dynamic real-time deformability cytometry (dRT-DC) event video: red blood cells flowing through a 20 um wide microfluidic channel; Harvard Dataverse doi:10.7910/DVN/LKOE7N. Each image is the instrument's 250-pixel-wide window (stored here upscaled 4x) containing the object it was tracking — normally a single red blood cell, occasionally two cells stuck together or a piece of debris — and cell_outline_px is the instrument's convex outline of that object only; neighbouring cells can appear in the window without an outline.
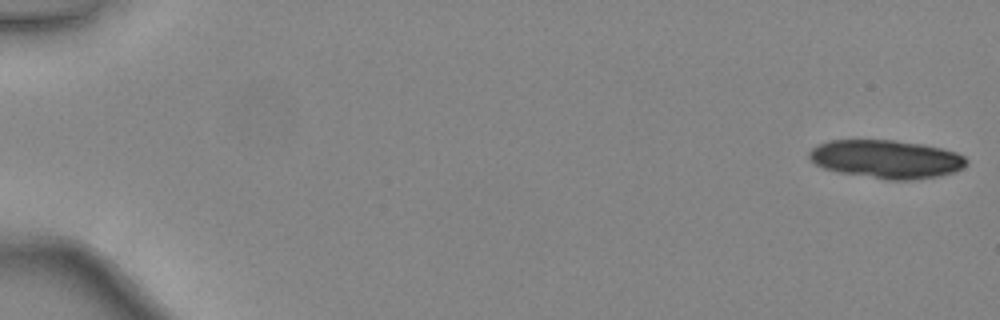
{"species": "common noctule bat (a hibernating species)", "species_latin": "Nyctalus noctula", "temperature_condition": "warm", "stored_images_in_passage": 23, "camera_frame_rate_fps": 3000, "um_per_image_px": 0.085, "animal": {"sex": "female", "body_mass_g": 24.6, "forearm_length_mm": 56.2}, "frame": {"image": 1, "passage_image": 1, "time_ms": 0.0, "image_size_px": [1000, 320], "cell_outline_px": [[968, 160], [960, 168], [952, 172], [940, 176], [908, 180], [888, 180], [840, 172], [824, 168], [816, 164], [808, 156], [808, 152], [812, 148], [828, 140], [892, 140], [924, 144], [956, 152], [964, 156]], "centroid_in_image_um": [75.33, 13.52], "position_along_channel_um": 9.7, "area_um2": 34.85}}
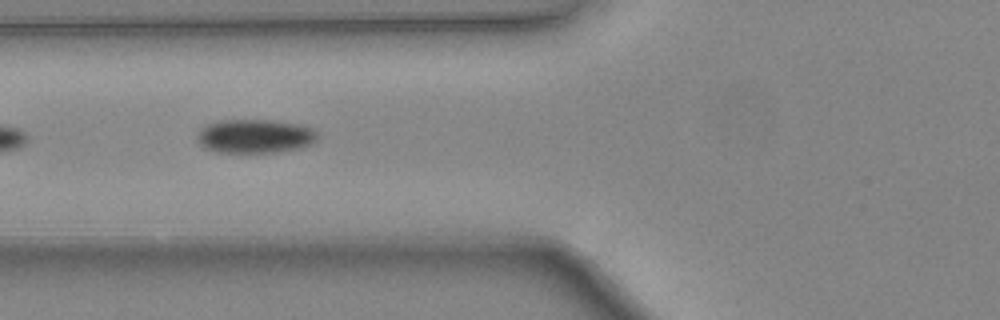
{"frame": {"image": 2, "passage_image": 20, "time_ms": 6.333, "image_size_px": [1000, 320], "cell_outline_px": [[320, 136], [312, 144], [300, 148], [276, 152], [216, 152], [204, 148], [200, 144], [196, 136], [196, 132], [200, 128], [208, 124], [220, 120], [272, 120], [300, 124], [312, 128]], "centroid_in_image_um": [21.67, 11.57], "position_along_channel_um": 104.1, "area_um2": 23.99}}